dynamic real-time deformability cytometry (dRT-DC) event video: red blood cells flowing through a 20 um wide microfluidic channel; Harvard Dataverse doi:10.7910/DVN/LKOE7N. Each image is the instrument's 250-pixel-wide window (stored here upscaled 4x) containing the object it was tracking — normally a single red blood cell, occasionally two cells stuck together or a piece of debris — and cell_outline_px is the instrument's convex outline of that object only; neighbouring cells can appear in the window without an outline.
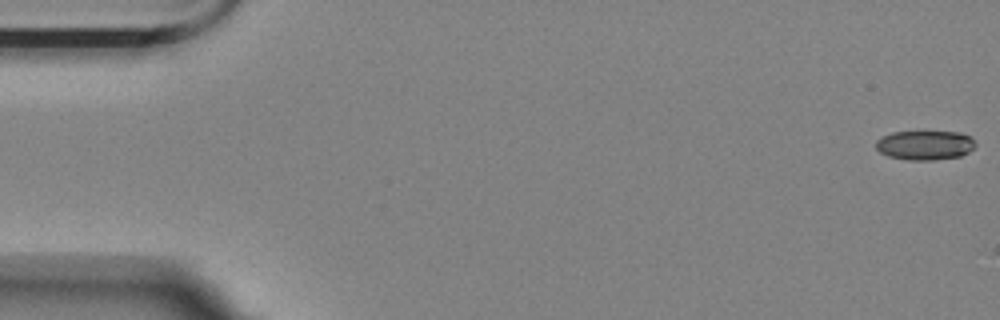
{"species": "Egyptian fruit bat (a non-hibernating species)", "species_latin": "Rousettus aegyptiacus", "temperature_condition": "room temperature", "stored_images_in_passage": 57, "camera_frame_rate_fps": 3000, "um_per_image_px": 0.085, "animal": {"sex": "female"}, "frame": {"image": 1, "passage_image": 1, "time_ms": 0.0, "image_size_px": [1000, 320], "cell_outline_px": [[976, 144], [968, 152], [960, 156], [932, 160], [908, 160], [888, 156], [880, 152], [876, 148], [876, 140], [892, 132], [960, 132], [972, 136]], "centroid_in_image_um": [78.63, 12.34], "position_along_channel_um": 6.4, "area_um2": 16.99}}
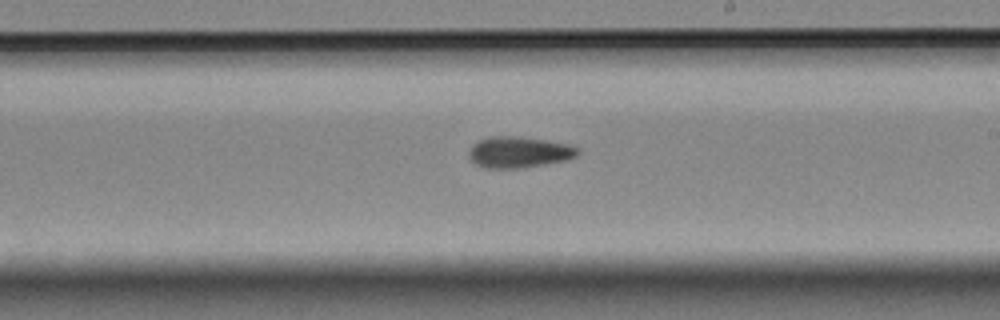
{"frame": {"image": 2, "passage_image": 33, "time_ms": 10.667, "image_size_px": [1000, 320], "cell_outline_px": [[580, 152], [576, 156], [568, 160], [520, 168], [484, 168], [476, 164], [468, 156], [468, 152], [472, 144], [480, 140], [492, 136], [520, 136], [568, 144], [580, 148]], "centroid_in_image_um": [44.12, 12.93], "position_along_channel_um": 244.9, "area_um2": 19.83}}
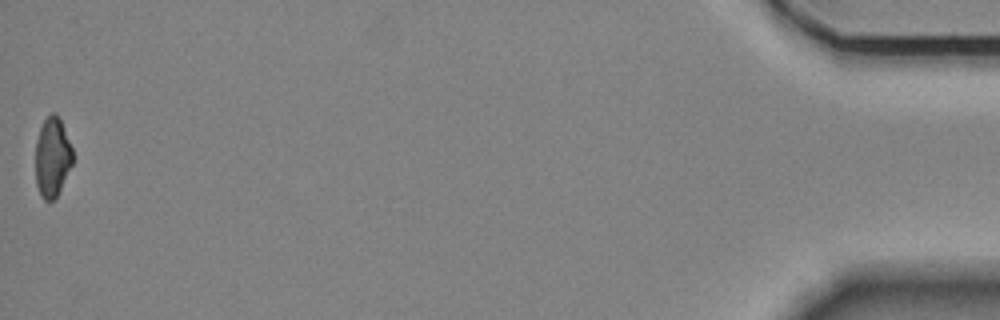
{"frame": {"image": 3, "passage_image": 57, "time_ms": 18.667, "image_size_px": [1000, 320], "cell_outline_px": [[72, 164], [56, 196], [52, 200], [44, 200], [36, 184], [36, 140], [40, 128], [44, 120], [52, 112], [56, 112], [60, 120], [72, 148]], "centroid_in_image_um": [4.44, 13.33], "position_along_channel_um": 430.8, "area_um2": 16.82}, "authors_computed_cell_mechanics": {"area_um2": 18.6116, "velocity_mm_per_s": 3.5211, "shape_relaxation_time_tau1_ms": null, "shape_relaxation_time_tau2_ms": 7.8635, "deformation_change_tau1": null, "deformation_change_tau2": 0.1433}}